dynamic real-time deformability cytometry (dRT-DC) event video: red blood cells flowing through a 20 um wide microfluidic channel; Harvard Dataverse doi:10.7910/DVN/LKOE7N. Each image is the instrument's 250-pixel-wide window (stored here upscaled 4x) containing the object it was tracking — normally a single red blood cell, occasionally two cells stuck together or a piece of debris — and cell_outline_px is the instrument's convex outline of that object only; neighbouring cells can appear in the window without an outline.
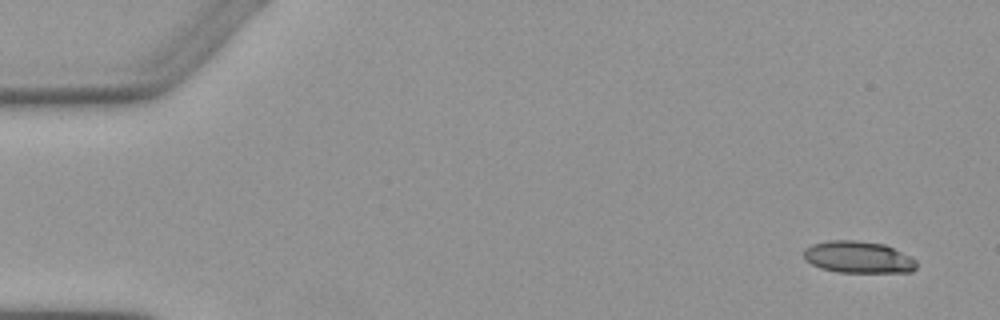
{"species": "Egyptian fruit bat (a non-hibernating species)", "species_latin": "Rousettus aegyptiacus", "temperature_condition": "warm", "stored_images_in_passage": 5, "segment_of_instrument_passage": [1, 2], "camera_frame_rate_fps": 3000, "um_per_image_px": 0.085, "animal": {"sex": "female"}, "frame": {"image": 1, "passage_image": 1, "time_ms": 0.0, "image_size_px": [1000, 320], "cell_outline_px": [[916, 268], [912, 272], [836, 272], [820, 268], [804, 260], [804, 248], [812, 244], [828, 240], [856, 240], [884, 244], [916, 260]], "centroid_in_image_um": [72.9, 21.86], "position_along_channel_um": 12.1, "area_um2": 20.92}}